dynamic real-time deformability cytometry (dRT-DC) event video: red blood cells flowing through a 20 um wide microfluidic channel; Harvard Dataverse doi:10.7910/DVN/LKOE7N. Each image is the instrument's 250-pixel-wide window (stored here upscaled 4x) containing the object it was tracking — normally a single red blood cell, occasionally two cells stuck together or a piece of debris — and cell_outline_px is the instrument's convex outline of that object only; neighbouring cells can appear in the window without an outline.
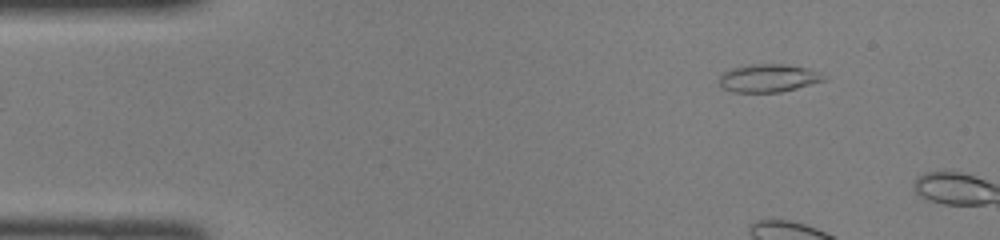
{"species": "common noctule bat (a hibernating species)", "species_latin": "Nyctalus noctula", "temperature_condition": "room temperature", "stored_images_in_passage": 3, "camera_frame_rate_fps": 3000, "um_per_image_px": 0.085, "animal": {"sex": "female", "body_mass_g": 22.0, "forearm_length_mm": 56.7}, "frame": {"image": 1, "passage_image": 2, "time_ms": 0.333, "image_size_px": [1000, 240], "cell_outline_px": [[828, 80], [780, 92], [732, 92], [724, 88], [720, 84], [720, 76], [724, 72], [732, 68], [752, 64], [784, 64], [808, 68], [820, 72], [828, 76]], "centroid_in_image_um": [65.38, 6.64], "position_along_channel_um": 19.6, "area_um2": 17.11}}